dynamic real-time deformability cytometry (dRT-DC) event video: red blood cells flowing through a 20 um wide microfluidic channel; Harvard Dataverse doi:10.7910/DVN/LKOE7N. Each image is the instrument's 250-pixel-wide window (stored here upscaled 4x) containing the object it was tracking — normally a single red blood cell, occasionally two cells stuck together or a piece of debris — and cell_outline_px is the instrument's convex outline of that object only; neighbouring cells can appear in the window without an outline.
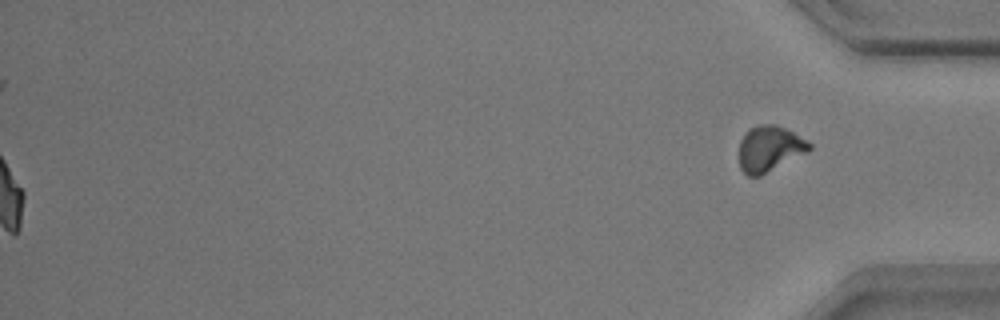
{"species": "common noctule bat (a hibernating species)", "species_latin": "Nyctalus noctula", "temperature_condition": "warm", "stored_images_in_passage": 43, "segment_of_instrument_passage": [2, 2], "camera_frame_rate_fps": 3000, "um_per_image_px": 0.085, "animal": {"sex": "male", "body_mass_g": 17.9}, "frame": {"image": 1, "passage_image": 43, "time_ms": 14.0, "image_size_px": [1000, 320], "cell_outline_px": [[812, 148], [760, 176], [748, 176], [740, 168], [740, 140], [748, 128], [760, 124], [776, 124], [792, 132], [812, 144]], "centroid_in_image_um": [65.37, 12.62], "position_along_channel_um": 369.8, "area_um2": 18.32}}